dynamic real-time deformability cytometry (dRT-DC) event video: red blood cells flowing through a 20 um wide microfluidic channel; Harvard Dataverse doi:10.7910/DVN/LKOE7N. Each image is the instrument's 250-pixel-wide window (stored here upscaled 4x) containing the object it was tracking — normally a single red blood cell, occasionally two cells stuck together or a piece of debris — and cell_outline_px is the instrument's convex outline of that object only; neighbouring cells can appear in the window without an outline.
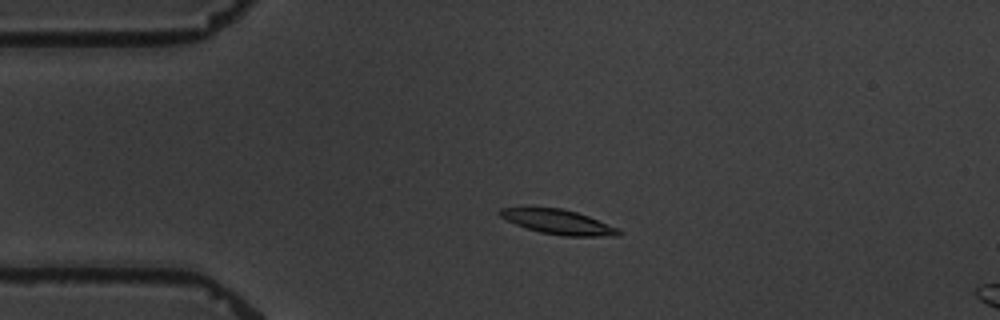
{"species": "common noctule bat (a hibernating species)", "species_latin": "Nyctalus noctula", "temperature_condition": "warm", "stored_images_in_passage": 6, "camera_frame_rate_fps": 3000, "um_per_image_px": 0.085, "animal": {"sex": "male", "body_mass_g": 19.5, "forearm_length_mm": 54.6}, "frame": {"image": 1, "passage_image": 4, "time_ms": 3.333, "image_size_px": [1000, 320], "cell_outline_px": [[624, 232], [620, 236], [564, 236], [540, 232], [516, 224], [500, 216], [496, 212], [500, 208], [560, 208], [576, 212], [588, 216], [616, 228]], "centroid_in_image_um": [47.46, 18.87], "position_along_channel_um": 37.5, "area_um2": 16.7}}